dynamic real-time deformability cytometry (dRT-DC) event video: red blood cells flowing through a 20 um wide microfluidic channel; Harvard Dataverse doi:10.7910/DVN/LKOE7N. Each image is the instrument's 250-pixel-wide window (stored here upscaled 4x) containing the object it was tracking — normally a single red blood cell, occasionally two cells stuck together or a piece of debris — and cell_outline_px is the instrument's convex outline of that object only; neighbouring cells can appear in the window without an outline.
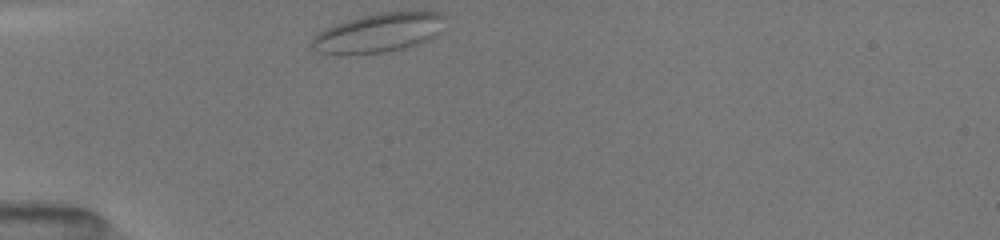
{"species": "common noctule bat (a hibernating species)", "species_latin": "Nyctalus noctula", "temperature_condition": "room temperature", "stored_images_in_passage": 41, "camera_frame_rate_fps": 3000, "um_per_image_px": 0.085, "animal": {"sex": "female", "body_mass_g": 19.5, "forearm_length_mm": 54.1}, "frame": {"image": 1, "passage_image": 1, "time_ms": 0.0, "image_size_px": [1000, 240], "cell_outline_px": [[444, 16], [436, 36], [400, 48], [380, 52], [320, 52], [312, 44], [312, 40], [320, 32], [336, 24], [348, 20], [380, 12], [440, 12]], "centroid_in_image_um": [32.22, 2.74], "position_along_channel_um": 52.8, "area_um2": 28.44}}
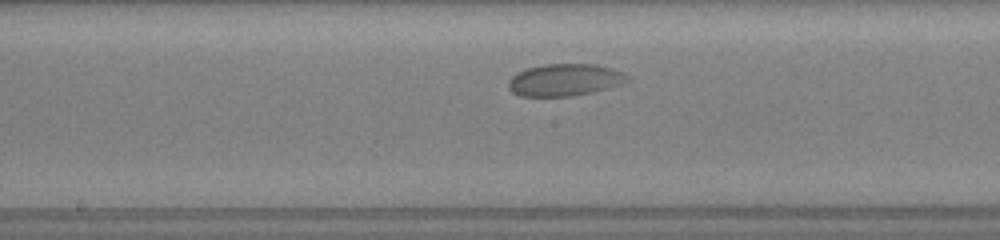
{"frame": {"image": 2, "passage_image": 13, "time_ms": 4.333, "image_size_px": [1000, 240], "cell_outline_px": [[628, 80], [624, 84], [592, 92], [572, 96], [520, 96], [512, 92], [508, 88], [508, 80], [516, 72], [528, 68], [544, 64], [596, 64], [612, 68], [624, 72], [628, 76]], "centroid_in_image_um": [48.01, 6.79], "position_along_channel_um": 200.2, "area_um2": 22.43}}
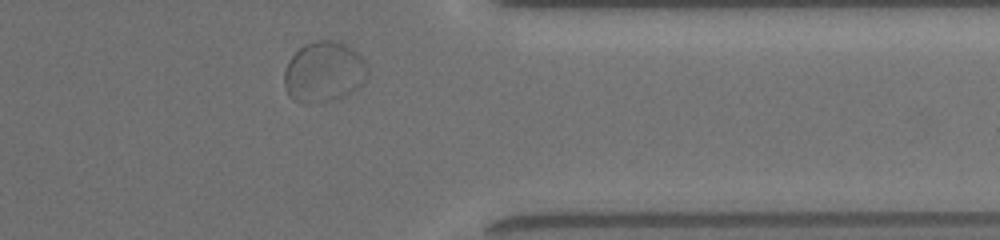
{"frame": {"image": 3, "passage_image": 34, "time_ms": 9.333, "image_size_px": [1000, 240], "cell_outline_px": [[368, 76], [356, 88], [340, 96], [328, 100], [308, 104], [304, 104], [292, 100], [288, 96], [284, 84], [284, 72], [288, 60], [304, 44], [312, 40], [340, 40], [352, 48], [364, 60], [368, 72]], "centroid_in_image_um": [27.48, 6.08], "position_along_channel_um": 383.9, "area_um2": 29.42}}